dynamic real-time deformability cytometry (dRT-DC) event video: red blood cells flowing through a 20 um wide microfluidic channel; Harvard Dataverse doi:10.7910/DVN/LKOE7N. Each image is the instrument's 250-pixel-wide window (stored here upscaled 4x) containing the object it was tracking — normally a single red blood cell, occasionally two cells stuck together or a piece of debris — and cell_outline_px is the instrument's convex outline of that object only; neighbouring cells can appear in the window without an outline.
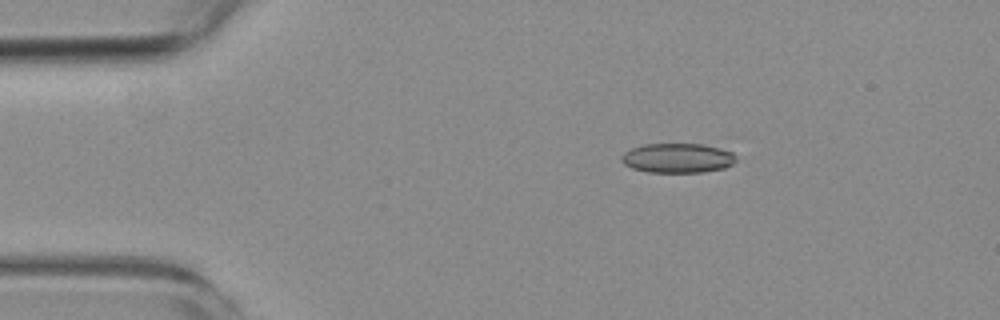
{"species": "common noctule bat (a hibernating species)", "species_latin": "Nyctalus noctula", "temperature_condition": "room temperature", "stored_images_in_passage": 5, "camera_frame_rate_fps": 3000, "um_per_image_px": 0.085, "animal": {"sex": "female", "body_mass_g": 19.3, "forearm_length_mm": 54.1}, "frame": {"image": 1, "passage_image": 2, "time_ms": 1.0, "image_size_px": [1000, 320], "cell_outline_px": [[736, 160], [732, 164], [724, 168], [704, 172], [648, 172], [632, 168], [624, 164], [620, 160], [620, 156], [624, 152], [632, 148], [644, 144], [704, 144], [720, 148], [732, 152], [736, 156]], "centroid_in_image_um": [57.58, 13.43], "position_along_channel_um": 27.4, "area_um2": 19.83}}
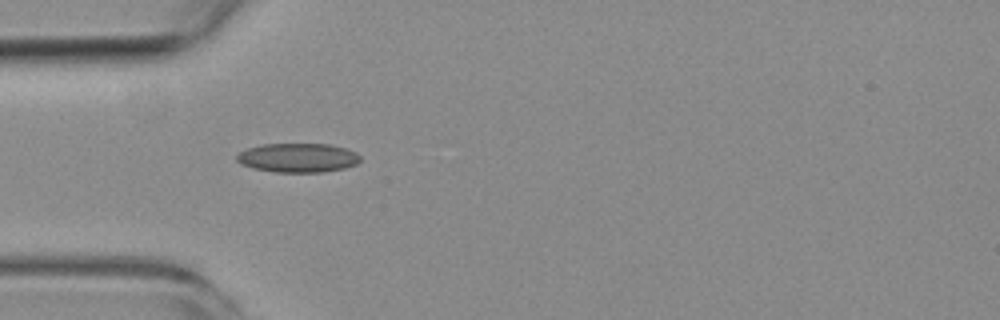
{"frame": {"image": 2, "passage_image": 4, "time_ms": 3.333, "image_size_px": [1000, 320], "cell_outline_px": [[360, 160], [356, 164], [344, 168], [320, 172], [276, 172], [252, 168], [240, 164], [236, 160], [236, 156], [240, 152], [248, 148], [260, 144], [332, 144], [356, 152], [360, 156]], "centroid_in_image_um": [25.3, 13.4], "position_along_channel_um": 59.7, "area_um2": 20.98}}
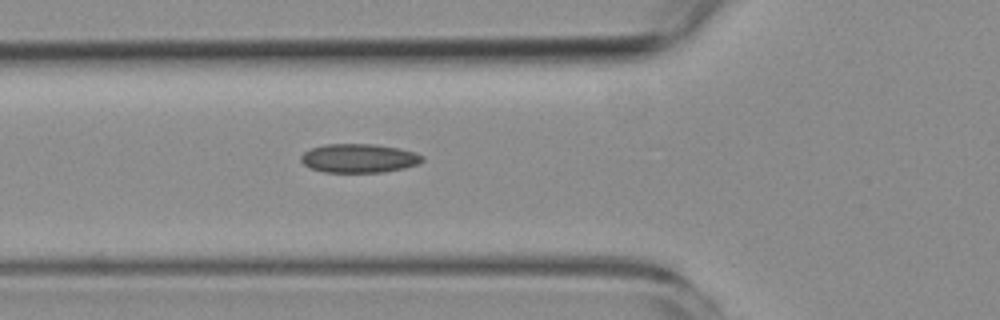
{"frame": {"image": 3, "passage_image": 5, "time_ms": 4.333, "image_size_px": [1000, 320], "cell_outline_px": [[424, 160], [416, 164], [404, 168], [384, 172], [324, 172], [308, 168], [300, 160], [300, 156], [304, 152], [312, 148], [324, 144], [376, 144], [400, 148], [416, 152], [424, 156]], "centroid_in_image_um": [30.51, 13.45], "position_along_channel_um": 95.3, "area_um2": 20.58}}